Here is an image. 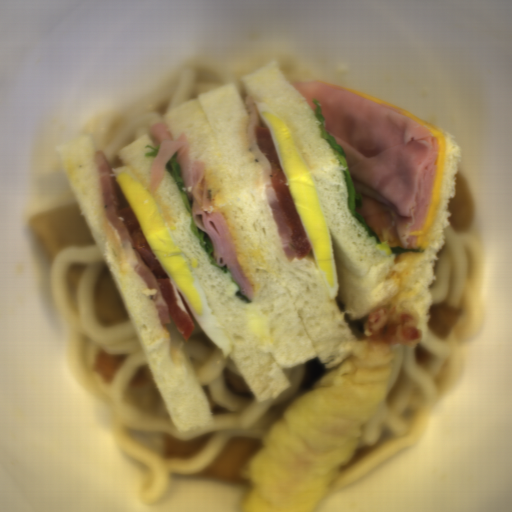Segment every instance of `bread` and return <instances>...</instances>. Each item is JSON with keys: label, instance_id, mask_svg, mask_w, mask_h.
Segmentation results:
<instances>
[{"label": "bread", "instance_id": "8d2b1439", "mask_svg": "<svg viewBox=\"0 0 512 512\" xmlns=\"http://www.w3.org/2000/svg\"><path fill=\"white\" fill-rule=\"evenodd\" d=\"M174 141L185 133L190 159L203 161L210 204L223 213L236 258L254 287L252 302L235 296L230 274L212 265L192 231L177 182L165 168L151 192L157 156L147 132L118 150L152 196L172 238L190 265L212 316L227 333L235 362L259 403L292 386L285 369L318 356L337 359L355 337L327 295L324 276L310 259L289 263L265 194L264 169L250 149V115L236 85L229 84L163 115Z\"/></svg>", "mask_w": 512, "mask_h": 512}, {"label": "bread", "instance_id": "b6be36c0", "mask_svg": "<svg viewBox=\"0 0 512 512\" xmlns=\"http://www.w3.org/2000/svg\"><path fill=\"white\" fill-rule=\"evenodd\" d=\"M83 215L116 281L150 368L173 419L182 432L210 423V404L182 349L160 322L147 283L123 250L117 229L106 218L89 136L54 147Z\"/></svg>", "mask_w": 512, "mask_h": 512}, {"label": "bread", "instance_id": "cb027b5d", "mask_svg": "<svg viewBox=\"0 0 512 512\" xmlns=\"http://www.w3.org/2000/svg\"><path fill=\"white\" fill-rule=\"evenodd\" d=\"M247 97L251 96L258 124L266 125L258 111L265 103L289 128L318 194L328 226L337 295L349 320L365 316L391 301L396 311L412 306L419 319L421 339L427 334L432 298L429 287L436 277L434 263L449 227L447 204L455 197L454 174L461 163V151L454 137L443 131L446 149L440 205L429 233L427 249L390 247L377 243L348 208V185L337 155L327 139H322L321 122L300 91L282 74L277 60L257 72L243 76ZM267 126V125H266Z\"/></svg>", "mask_w": 512, "mask_h": 512}, {"label": "bread", "instance_id": "2504dc21", "mask_svg": "<svg viewBox=\"0 0 512 512\" xmlns=\"http://www.w3.org/2000/svg\"><path fill=\"white\" fill-rule=\"evenodd\" d=\"M304 259H309L313 263L314 267L319 271L318 266H317V262H316V259H315V256H314L313 248L310 249L309 254H306Z\"/></svg>", "mask_w": 512, "mask_h": 512}]
</instances>
